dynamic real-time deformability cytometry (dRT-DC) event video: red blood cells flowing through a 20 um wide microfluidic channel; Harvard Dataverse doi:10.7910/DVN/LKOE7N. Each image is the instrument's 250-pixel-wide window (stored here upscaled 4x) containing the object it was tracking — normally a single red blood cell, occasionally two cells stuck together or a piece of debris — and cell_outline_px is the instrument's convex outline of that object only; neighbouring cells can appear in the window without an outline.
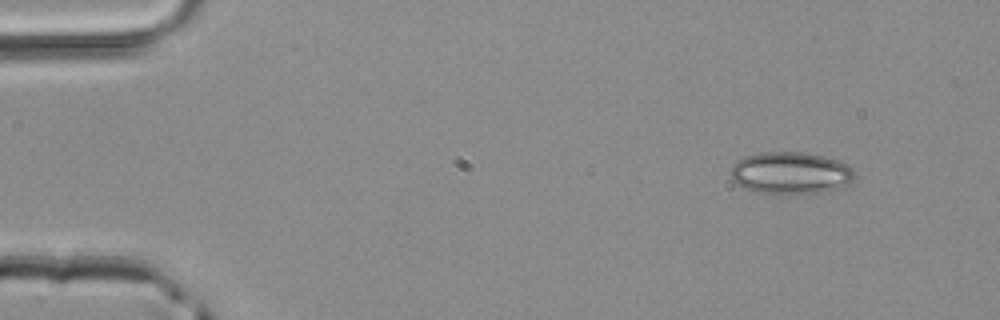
{"species": "common noctule bat (a hibernating species)", "species_latin": "Nyctalus noctula", "temperature_condition": "room temperature", "stored_images_in_passage": 4, "camera_frame_rate_fps": 3000, "um_per_image_px": 0.085, "animal": {"sex": "male", "body_mass_g": 20.4}, "frame": {"image": 1, "passage_image": 1, "time_ms": 0.0, "image_size_px": [1000, 320], "cell_outline_px": [[856, 172], [848, 188], [820, 192], [756, 192], [744, 188], [736, 184], [732, 180], [732, 164], [736, 160], [744, 156], [760, 152], [804, 152], [824, 156], [848, 164]], "centroid_in_image_um": [67.24, 14.68], "position_along_channel_um": 17.8, "area_um2": 30.46}}